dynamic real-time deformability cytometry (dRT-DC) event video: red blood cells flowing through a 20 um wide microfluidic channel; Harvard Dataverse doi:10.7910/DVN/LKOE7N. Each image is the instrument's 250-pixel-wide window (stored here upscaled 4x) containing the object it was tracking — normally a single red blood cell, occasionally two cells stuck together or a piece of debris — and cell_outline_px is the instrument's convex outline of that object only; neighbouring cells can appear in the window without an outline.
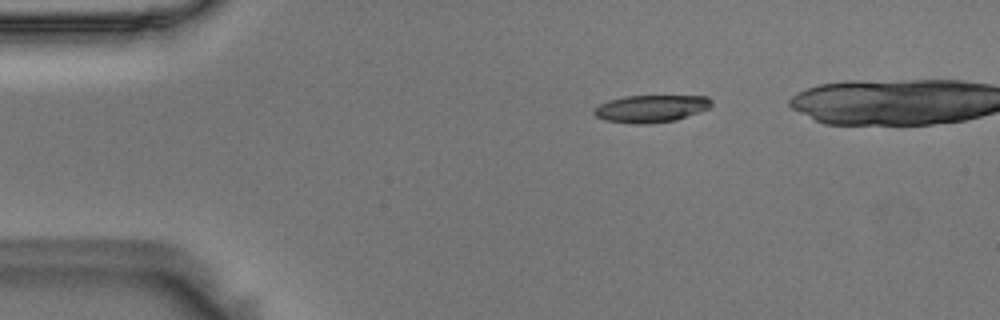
{"species": "Egyptian fruit bat (a non-hibernating species)", "species_latin": "Rousettus aegyptiacus", "temperature_condition": "room temperature", "stored_images_in_passage": 40, "camera_frame_rate_fps": 3000, "um_per_image_px": 0.085, "animal": {"sex": "male"}, "frame": {"image": 1, "passage_image": 1, "time_ms": 0.0, "image_size_px": [1000, 320], "cell_outline_px": [[712, 104], [708, 108], [676, 120], [636, 124], [604, 120], [596, 116], [592, 112], [600, 104], [608, 100], [624, 96], [708, 96], [712, 100]], "centroid_in_image_um": [55.32, 9.22], "position_along_channel_um": 29.7, "area_um2": 18.44}}
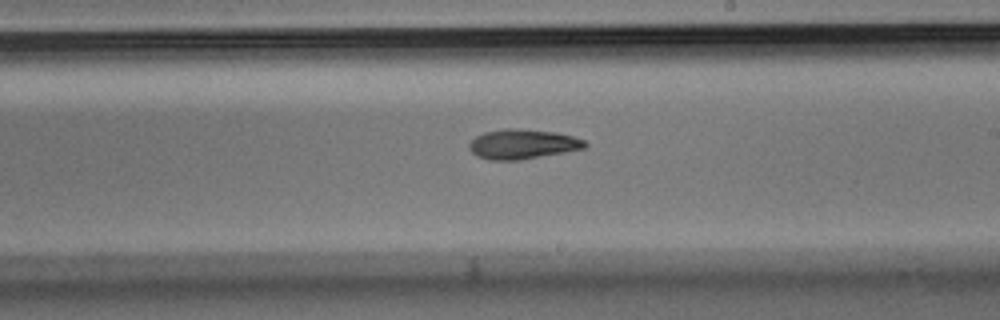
{"frame": {"image": 2, "passage_image": 23, "time_ms": 7.333, "image_size_px": [1000, 320], "cell_outline_px": [[588, 144], [584, 148], [564, 152], [520, 160], [488, 160], [476, 156], [468, 148], [468, 144], [476, 136], [484, 132], [504, 128], [520, 128], [556, 132], [572, 136], [584, 140]], "centroid_in_image_um": [44.38, 12.24], "position_along_channel_um": 244.6, "area_um2": 20.17}}
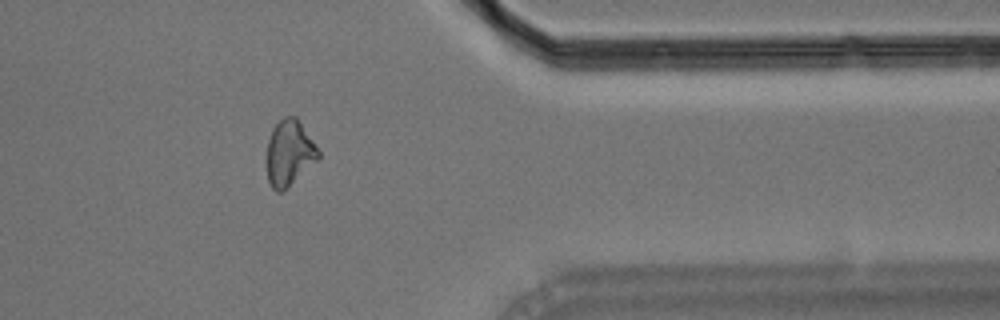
{"frame": {"image": 3, "passage_image": 36, "time_ms": 11.667, "image_size_px": [1000, 320], "cell_outline_px": [[320, 156], [284, 192], [276, 192], [272, 188], [268, 180], [268, 140], [272, 128], [284, 116], [296, 116], [320, 152]], "centroid_in_image_um": [24.58, 13.01], "position_along_channel_um": 386.8, "area_um2": 19.42}, "authors_computed_cell_mechanics": {"area_um2": 19.5075, "velocity_mm_per_s": 3.6364, "shape_relaxation_time_tau1_ms": 5.6722, "shape_relaxation_time_tau2_ms": null, "deformation_change_tau1": 0.1589, "deformation_change_tau2": null}}